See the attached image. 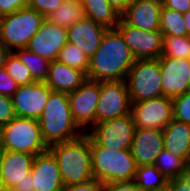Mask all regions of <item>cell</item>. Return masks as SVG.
<instances>
[{"instance_id":"cell-31","label":"cell","mask_w":190,"mask_h":191,"mask_svg":"<svg viewBox=\"0 0 190 191\" xmlns=\"http://www.w3.org/2000/svg\"><path fill=\"white\" fill-rule=\"evenodd\" d=\"M5 70L19 85H27L34 83L28 68L11 52L6 60Z\"/></svg>"},{"instance_id":"cell-17","label":"cell","mask_w":190,"mask_h":191,"mask_svg":"<svg viewBox=\"0 0 190 191\" xmlns=\"http://www.w3.org/2000/svg\"><path fill=\"white\" fill-rule=\"evenodd\" d=\"M164 149L162 129L136 128L131 153L138 166L153 165L155 158Z\"/></svg>"},{"instance_id":"cell-30","label":"cell","mask_w":190,"mask_h":191,"mask_svg":"<svg viewBox=\"0 0 190 191\" xmlns=\"http://www.w3.org/2000/svg\"><path fill=\"white\" fill-rule=\"evenodd\" d=\"M57 61L67 66L81 70L87 75L89 58L74 44L67 42L59 52Z\"/></svg>"},{"instance_id":"cell-5","label":"cell","mask_w":190,"mask_h":191,"mask_svg":"<svg viewBox=\"0 0 190 191\" xmlns=\"http://www.w3.org/2000/svg\"><path fill=\"white\" fill-rule=\"evenodd\" d=\"M45 19L43 15L29 6L0 17V43L10 52L26 48Z\"/></svg>"},{"instance_id":"cell-4","label":"cell","mask_w":190,"mask_h":191,"mask_svg":"<svg viewBox=\"0 0 190 191\" xmlns=\"http://www.w3.org/2000/svg\"><path fill=\"white\" fill-rule=\"evenodd\" d=\"M93 177L99 182L134 181L137 165L131 149L118 150L99 146L90 138Z\"/></svg>"},{"instance_id":"cell-40","label":"cell","mask_w":190,"mask_h":191,"mask_svg":"<svg viewBox=\"0 0 190 191\" xmlns=\"http://www.w3.org/2000/svg\"><path fill=\"white\" fill-rule=\"evenodd\" d=\"M166 8L178 11L182 14L190 10V0H162Z\"/></svg>"},{"instance_id":"cell-42","label":"cell","mask_w":190,"mask_h":191,"mask_svg":"<svg viewBox=\"0 0 190 191\" xmlns=\"http://www.w3.org/2000/svg\"><path fill=\"white\" fill-rule=\"evenodd\" d=\"M15 188L18 191H34V187L31 183V173L25 177V180L21 184H17Z\"/></svg>"},{"instance_id":"cell-33","label":"cell","mask_w":190,"mask_h":191,"mask_svg":"<svg viewBox=\"0 0 190 191\" xmlns=\"http://www.w3.org/2000/svg\"><path fill=\"white\" fill-rule=\"evenodd\" d=\"M64 0H28V6L33 8L45 18L55 11Z\"/></svg>"},{"instance_id":"cell-22","label":"cell","mask_w":190,"mask_h":191,"mask_svg":"<svg viewBox=\"0 0 190 191\" xmlns=\"http://www.w3.org/2000/svg\"><path fill=\"white\" fill-rule=\"evenodd\" d=\"M164 148L190 164V125L172 119L163 129Z\"/></svg>"},{"instance_id":"cell-29","label":"cell","mask_w":190,"mask_h":191,"mask_svg":"<svg viewBox=\"0 0 190 191\" xmlns=\"http://www.w3.org/2000/svg\"><path fill=\"white\" fill-rule=\"evenodd\" d=\"M159 58L190 59V36H163V50Z\"/></svg>"},{"instance_id":"cell-28","label":"cell","mask_w":190,"mask_h":191,"mask_svg":"<svg viewBox=\"0 0 190 191\" xmlns=\"http://www.w3.org/2000/svg\"><path fill=\"white\" fill-rule=\"evenodd\" d=\"M160 32L163 36H189L185 27L183 14L162 6L160 13Z\"/></svg>"},{"instance_id":"cell-9","label":"cell","mask_w":190,"mask_h":191,"mask_svg":"<svg viewBox=\"0 0 190 191\" xmlns=\"http://www.w3.org/2000/svg\"><path fill=\"white\" fill-rule=\"evenodd\" d=\"M132 103L125 80L100 82L95 124L131 113Z\"/></svg>"},{"instance_id":"cell-25","label":"cell","mask_w":190,"mask_h":191,"mask_svg":"<svg viewBox=\"0 0 190 191\" xmlns=\"http://www.w3.org/2000/svg\"><path fill=\"white\" fill-rule=\"evenodd\" d=\"M169 179L154 165H143L136 168L134 183L144 191H166Z\"/></svg>"},{"instance_id":"cell-39","label":"cell","mask_w":190,"mask_h":191,"mask_svg":"<svg viewBox=\"0 0 190 191\" xmlns=\"http://www.w3.org/2000/svg\"><path fill=\"white\" fill-rule=\"evenodd\" d=\"M166 191H190V177L170 179Z\"/></svg>"},{"instance_id":"cell-15","label":"cell","mask_w":190,"mask_h":191,"mask_svg":"<svg viewBox=\"0 0 190 191\" xmlns=\"http://www.w3.org/2000/svg\"><path fill=\"white\" fill-rule=\"evenodd\" d=\"M163 96L174 98L189 91L190 59L158 58Z\"/></svg>"},{"instance_id":"cell-8","label":"cell","mask_w":190,"mask_h":191,"mask_svg":"<svg viewBox=\"0 0 190 191\" xmlns=\"http://www.w3.org/2000/svg\"><path fill=\"white\" fill-rule=\"evenodd\" d=\"M136 126L132 113L96 123L86 134L99 146L129 150Z\"/></svg>"},{"instance_id":"cell-45","label":"cell","mask_w":190,"mask_h":191,"mask_svg":"<svg viewBox=\"0 0 190 191\" xmlns=\"http://www.w3.org/2000/svg\"><path fill=\"white\" fill-rule=\"evenodd\" d=\"M0 191H18V190L13 187L0 186Z\"/></svg>"},{"instance_id":"cell-21","label":"cell","mask_w":190,"mask_h":191,"mask_svg":"<svg viewBox=\"0 0 190 191\" xmlns=\"http://www.w3.org/2000/svg\"><path fill=\"white\" fill-rule=\"evenodd\" d=\"M86 74L79 69L51 61L45 83L53 92L71 93L85 80Z\"/></svg>"},{"instance_id":"cell-18","label":"cell","mask_w":190,"mask_h":191,"mask_svg":"<svg viewBox=\"0 0 190 191\" xmlns=\"http://www.w3.org/2000/svg\"><path fill=\"white\" fill-rule=\"evenodd\" d=\"M162 6V0H135L121 14V19L142 30H159Z\"/></svg>"},{"instance_id":"cell-10","label":"cell","mask_w":190,"mask_h":191,"mask_svg":"<svg viewBox=\"0 0 190 191\" xmlns=\"http://www.w3.org/2000/svg\"><path fill=\"white\" fill-rule=\"evenodd\" d=\"M99 93L100 82L88 78L75 91L68 93L72 119L83 133L95 125Z\"/></svg>"},{"instance_id":"cell-6","label":"cell","mask_w":190,"mask_h":191,"mask_svg":"<svg viewBox=\"0 0 190 191\" xmlns=\"http://www.w3.org/2000/svg\"><path fill=\"white\" fill-rule=\"evenodd\" d=\"M0 147L7 151L34 155L48 150L38 120L17 116L0 128Z\"/></svg>"},{"instance_id":"cell-13","label":"cell","mask_w":190,"mask_h":191,"mask_svg":"<svg viewBox=\"0 0 190 191\" xmlns=\"http://www.w3.org/2000/svg\"><path fill=\"white\" fill-rule=\"evenodd\" d=\"M52 92L45 82L19 86L11 97L15 115L38 120Z\"/></svg>"},{"instance_id":"cell-41","label":"cell","mask_w":190,"mask_h":191,"mask_svg":"<svg viewBox=\"0 0 190 191\" xmlns=\"http://www.w3.org/2000/svg\"><path fill=\"white\" fill-rule=\"evenodd\" d=\"M135 0H108L109 5L113 7L120 15L128 8Z\"/></svg>"},{"instance_id":"cell-20","label":"cell","mask_w":190,"mask_h":191,"mask_svg":"<svg viewBox=\"0 0 190 191\" xmlns=\"http://www.w3.org/2000/svg\"><path fill=\"white\" fill-rule=\"evenodd\" d=\"M34 154L3 150L0 186L13 187L21 184L30 173Z\"/></svg>"},{"instance_id":"cell-44","label":"cell","mask_w":190,"mask_h":191,"mask_svg":"<svg viewBox=\"0 0 190 191\" xmlns=\"http://www.w3.org/2000/svg\"><path fill=\"white\" fill-rule=\"evenodd\" d=\"M185 27L187 29V33L190 36V10L183 14Z\"/></svg>"},{"instance_id":"cell-47","label":"cell","mask_w":190,"mask_h":191,"mask_svg":"<svg viewBox=\"0 0 190 191\" xmlns=\"http://www.w3.org/2000/svg\"><path fill=\"white\" fill-rule=\"evenodd\" d=\"M187 175L190 177V164L188 165V172Z\"/></svg>"},{"instance_id":"cell-34","label":"cell","mask_w":190,"mask_h":191,"mask_svg":"<svg viewBox=\"0 0 190 191\" xmlns=\"http://www.w3.org/2000/svg\"><path fill=\"white\" fill-rule=\"evenodd\" d=\"M15 117L12 99L0 94V128L6 126Z\"/></svg>"},{"instance_id":"cell-37","label":"cell","mask_w":190,"mask_h":191,"mask_svg":"<svg viewBox=\"0 0 190 191\" xmlns=\"http://www.w3.org/2000/svg\"><path fill=\"white\" fill-rule=\"evenodd\" d=\"M102 186V182L92 178L91 180L84 183L65 186L62 191H102Z\"/></svg>"},{"instance_id":"cell-23","label":"cell","mask_w":190,"mask_h":191,"mask_svg":"<svg viewBox=\"0 0 190 191\" xmlns=\"http://www.w3.org/2000/svg\"><path fill=\"white\" fill-rule=\"evenodd\" d=\"M84 16L107 29L117 27L121 15L109 5L108 0H81Z\"/></svg>"},{"instance_id":"cell-36","label":"cell","mask_w":190,"mask_h":191,"mask_svg":"<svg viewBox=\"0 0 190 191\" xmlns=\"http://www.w3.org/2000/svg\"><path fill=\"white\" fill-rule=\"evenodd\" d=\"M28 6V0H0V17Z\"/></svg>"},{"instance_id":"cell-24","label":"cell","mask_w":190,"mask_h":191,"mask_svg":"<svg viewBox=\"0 0 190 191\" xmlns=\"http://www.w3.org/2000/svg\"><path fill=\"white\" fill-rule=\"evenodd\" d=\"M84 17L80 0H64L46 19L55 25L68 29Z\"/></svg>"},{"instance_id":"cell-38","label":"cell","mask_w":190,"mask_h":191,"mask_svg":"<svg viewBox=\"0 0 190 191\" xmlns=\"http://www.w3.org/2000/svg\"><path fill=\"white\" fill-rule=\"evenodd\" d=\"M102 191H144L138 187L134 181L130 182H115V183H104Z\"/></svg>"},{"instance_id":"cell-3","label":"cell","mask_w":190,"mask_h":191,"mask_svg":"<svg viewBox=\"0 0 190 191\" xmlns=\"http://www.w3.org/2000/svg\"><path fill=\"white\" fill-rule=\"evenodd\" d=\"M38 122L48 148L53 144L74 140L83 134L72 119L67 93L52 92Z\"/></svg>"},{"instance_id":"cell-16","label":"cell","mask_w":190,"mask_h":191,"mask_svg":"<svg viewBox=\"0 0 190 191\" xmlns=\"http://www.w3.org/2000/svg\"><path fill=\"white\" fill-rule=\"evenodd\" d=\"M30 173L34 191H62L64 188L58 162L49 149L35 156Z\"/></svg>"},{"instance_id":"cell-27","label":"cell","mask_w":190,"mask_h":191,"mask_svg":"<svg viewBox=\"0 0 190 191\" xmlns=\"http://www.w3.org/2000/svg\"><path fill=\"white\" fill-rule=\"evenodd\" d=\"M13 53L28 68L35 82L46 81L50 65L49 60L32 53L27 48L16 49Z\"/></svg>"},{"instance_id":"cell-46","label":"cell","mask_w":190,"mask_h":191,"mask_svg":"<svg viewBox=\"0 0 190 191\" xmlns=\"http://www.w3.org/2000/svg\"><path fill=\"white\" fill-rule=\"evenodd\" d=\"M2 161H3V149L0 147V175H1Z\"/></svg>"},{"instance_id":"cell-12","label":"cell","mask_w":190,"mask_h":191,"mask_svg":"<svg viewBox=\"0 0 190 191\" xmlns=\"http://www.w3.org/2000/svg\"><path fill=\"white\" fill-rule=\"evenodd\" d=\"M136 128L163 129L173 119L172 98L161 96L132 103Z\"/></svg>"},{"instance_id":"cell-35","label":"cell","mask_w":190,"mask_h":191,"mask_svg":"<svg viewBox=\"0 0 190 191\" xmlns=\"http://www.w3.org/2000/svg\"><path fill=\"white\" fill-rule=\"evenodd\" d=\"M19 85L4 69L0 70V94L8 97H12L18 90Z\"/></svg>"},{"instance_id":"cell-43","label":"cell","mask_w":190,"mask_h":191,"mask_svg":"<svg viewBox=\"0 0 190 191\" xmlns=\"http://www.w3.org/2000/svg\"><path fill=\"white\" fill-rule=\"evenodd\" d=\"M10 53L11 52L2 43H0V70L5 68L6 60Z\"/></svg>"},{"instance_id":"cell-11","label":"cell","mask_w":190,"mask_h":191,"mask_svg":"<svg viewBox=\"0 0 190 191\" xmlns=\"http://www.w3.org/2000/svg\"><path fill=\"white\" fill-rule=\"evenodd\" d=\"M116 29L129 46L136 59H158L163 50V34L160 30L146 31L120 19Z\"/></svg>"},{"instance_id":"cell-2","label":"cell","mask_w":190,"mask_h":191,"mask_svg":"<svg viewBox=\"0 0 190 191\" xmlns=\"http://www.w3.org/2000/svg\"><path fill=\"white\" fill-rule=\"evenodd\" d=\"M48 149L58 162L64 187L94 178L90 137L86 133L74 140L53 144Z\"/></svg>"},{"instance_id":"cell-1","label":"cell","mask_w":190,"mask_h":191,"mask_svg":"<svg viewBox=\"0 0 190 191\" xmlns=\"http://www.w3.org/2000/svg\"><path fill=\"white\" fill-rule=\"evenodd\" d=\"M136 61L121 33L107 29L94 55L89 59L86 77L98 82L126 80L128 71Z\"/></svg>"},{"instance_id":"cell-7","label":"cell","mask_w":190,"mask_h":191,"mask_svg":"<svg viewBox=\"0 0 190 191\" xmlns=\"http://www.w3.org/2000/svg\"><path fill=\"white\" fill-rule=\"evenodd\" d=\"M125 81L131 103L163 96L158 59H136Z\"/></svg>"},{"instance_id":"cell-19","label":"cell","mask_w":190,"mask_h":191,"mask_svg":"<svg viewBox=\"0 0 190 191\" xmlns=\"http://www.w3.org/2000/svg\"><path fill=\"white\" fill-rule=\"evenodd\" d=\"M106 30L107 28L84 16L67 29L68 42L78 47L90 59L99 48Z\"/></svg>"},{"instance_id":"cell-26","label":"cell","mask_w":190,"mask_h":191,"mask_svg":"<svg viewBox=\"0 0 190 191\" xmlns=\"http://www.w3.org/2000/svg\"><path fill=\"white\" fill-rule=\"evenodd\" d=\"M153 165L169 180L187 176L188 164L165 148L155 158Z\"/></svg>"},{"instance_id":"cell-14","label":"cell","mask_w":190,"mask_h":191,"mask_svg":"<svg viewBox=\"0 0 190 191\" xmlns=\"http://www.w3.org/2000/svg\"><path fill=\"white\" fill-rule=\"evenodd\" d=\"M67 42V29L45 19L26 48L51 62L57 60L60 50Z\"/></svg>"},{"instance_id":"cell-32","label":"cell","mask_w":190,"mask_h":191,"mask_svg":"<svg viewBox=\"0 0 190 191\" xmlns=\"http://www.w3.org/2000/svg\"><path fill=\"white\" fill-rule=\"evenodd\" d=\"M173 119L190 125V91L172 99Z\"/></svg>"}]
</instances>
